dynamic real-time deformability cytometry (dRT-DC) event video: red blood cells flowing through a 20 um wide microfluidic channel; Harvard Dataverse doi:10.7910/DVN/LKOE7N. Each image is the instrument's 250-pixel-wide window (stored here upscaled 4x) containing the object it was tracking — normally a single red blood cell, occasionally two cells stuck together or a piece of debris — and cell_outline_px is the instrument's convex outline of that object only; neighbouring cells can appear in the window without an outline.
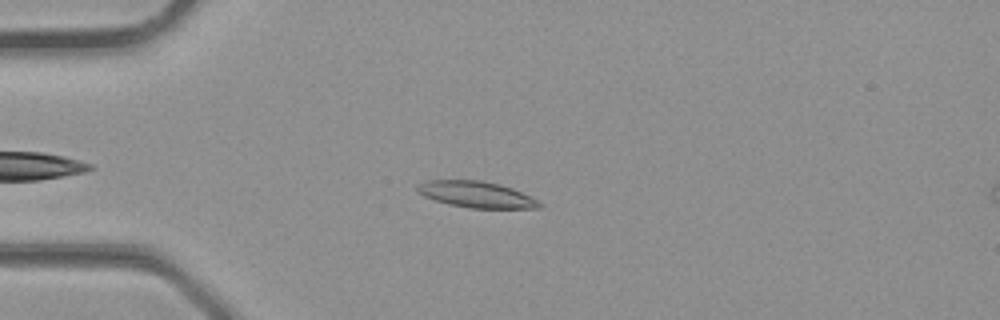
{"species": "common noctule bat (a hibernating species)", "species_latin": "Nyctalus noctula", "temperature_condition": "room temperature", "stored_images_in_passage": 28, "camera_frame_rate_fps": 3000, "um_per_image_px": 0.085, "animal": {"sex": "male", "body_mass_g": 23.1, "forearm_length_mm": 52.7}, "frame": {"image": 1, "passage_image": 6, "time_ms": 1.667, "image_size_px": [1000, 320], "cell_outline_px": [[544, 204], [540, 208], [468, 208], [448, 204], [424, 196], [416, 192], [416, 184], [428, 180], [480, 180], [500, 184], [512, 188], [532, 196]], "centroid_in_image_um": [40.5, 16.53], "position_along_channel_um": 44.5, "area_um2": 18.9}}
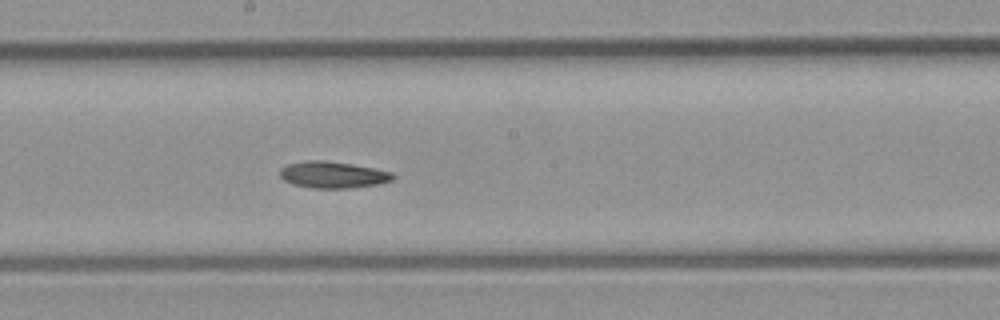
{"frame": {"image": 2, "passage_image": 16, "time_ms": 5.0, "image_size_px": [1000, 320], "cell_outline_px": [[396, 176], [392, 180], [380, 184], [348, 188], [312, 188], [292, 184], [284, 180], [280, 176], [280, 168], [288, 164], [308, 160], [324, 160], [352, 164], [392, 172]], "centroid_in_image_um": [28.29, 14.86], "position_along_channel_um": 219.9, "area_um2": 17.51}}
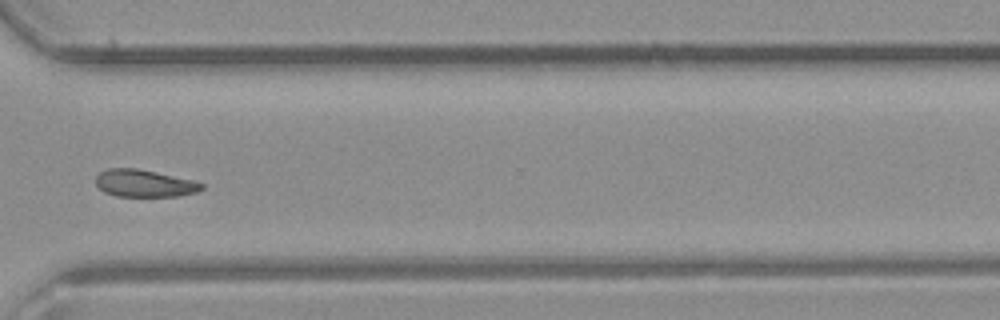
{"frame": {"image": 3, "passage_image": 23, "time_ms": 7.333, "image_size_px": [1000, 320], "cell_outline_px": [[204, 188], [196, 192], [180, 196], [116, 196], [104, 192], [96, 184], [96, 176], [100, 172], [108, 168], [136, 168], [156, 172], [192, 180], [204, 184]], "centroid_in_image_um": [12.26, 15.58], "position_along_channel_um": 358.3, "area_um2": 16.76}}